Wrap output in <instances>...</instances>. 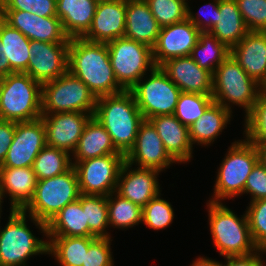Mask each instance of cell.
<instances>
[{
    "label": "cell",
    "instance_id": "cell-48",
    "mask_svg": "<svg viewBox=\"0 0 266 266\" xmlns=\"http://www.w3.org/2000/svg\"><path fill=\"white\" fill-rule=\"evenodd\" d=\"M31 13L41 17L57 16L56 0H36Z\"/></svg>",
    "mask_w": 266,
    "mask_h": 266
},
{
    "label": "cell",
    "instance_id": "cell-52",
    "mask_svg": "<svg viewBox=\"0 0 266 266\" xmlns=\"http://www.w3.org/2000/svg\"><path fill=\"white\" fill-rule=\"evenodd\" d=\"M191 266H220V262L202 256L196 258V260L193 261Z\"/></svg>",
    "mask_w": 266,
    "mask_h": 266
},
{
    "label": "cell",
    "instance_id": "cell-22",
    "mask_svg": "<svg viewBox=\"0 0 266 266\" xmlns=\"http://www.w3.org/2000/svg\"><path fill=\"white\" fill-rule=\"evenodd\" d=\"M230 55L259 85L266 81V32L249 31Z\"/></svg>",
    "mask_w": 266,
    "mask_h": 266
},
{
    "label": "cell",
    "instance_id": "cell-26",
    "mask_svg": "<svg viewBox=\"0 0 266 266\" xmlns=\"http://www.w3.org/2000/svg\"><path fill=\"white\" fill-rule=\"evenodd\" d=\"M98 2L95 0H56V14L64 32L82 38L90 29Z\"/></svg>",
    "mask_w": 266,
    "mask_h": 266
},
{
    "label": "cell",
    "instance_id": "cell-13",
    "mask_svg": "<svg viewBox=\"0 0 266 266\" xmlns=\"http://www.w3.org/2000/svg\"><path fill=\"white\" fill-rule=\"evenodd\" d=\"M46 146V128L40 118L32 121L15 122L13 141L0 167H32Z\"/></svg>",
    "mask_w": 266,
    "mask_h": 266
},
{
    "label": "cell",
    "instance_id": "cell-49",
    "mask_svg": "<svg viewBox=\"0 0 266 266\" xmlns=\"http://www.w3.org/2000/svg\"><path fill=\"white\" fill-rule=\"evenodd\" d=\"M36 0H0V10H21L31 12Z\"/></svg>",
    "mask_w": 266,
    "mask_h": 266
},
{
    "label": "cell",
    "instance_id": "cell-36",
    "mask_svg": "<svg viewBox=\"0 0 266 266\" xmlns=\"http://www.w3.org/2000/svg\"><path fill=\"white\" fill-rule=\"evenodd\" d=\"M107 206L109 227L128 229L142 223V207L122 197L116 191L107 196Z\"/></svg>",
    "mask_w": 266,
    "mask_h": 266
},
{
    "label": "cell",
    "instance_id": "cell-5",
    "mask_svg": "<svg viewBox=\"0 0 266 266\" xmlns=\"http://www.w3.org/2000/svg\"><path fill=\"white\" fill-rule=\"evenodd\" d=\"M41 96L42 84L27 73L0 77V120L23 122L40 118Z\"/></svg>",
    "mask_w": 266,
    "mask_h": 266
},
{
    "label": "cell",
    "instance_id": "cell-41",
    "mask_svg": "<svg viewBox=\"0 0 266 266\" xmlns=\"http://www.w3.org/2000/svg\"><path fill=\"white\" fill-rule=\"evenodd\" d=\"M250 232L258 249L266 248V199L250 202L247 207Z\"/></svg>",
    "mask_w": 266,
    "mask_h": 266
},
{
    "label": "cell",
    "instance_id": "cell-33",
    "mask_svg": "<svg viewBox=\"0 0 266 266\" xmlns=\"http://www.w3.org/2000/svg\"><path fill=\"white\" fill-rule=\"evenodd\" d=\"M230 55V49L209 32H201L192 49L191 58L212 75L215 69Z\"/></svg>",
    "mask_w": 266,
    "mask_h": 266
},
{
    "label": "cell",
    "instance_id": "cell-47",
    "mask_svg": "<svg viewBox=\"0 0 266 266\" xmlns=\"http://www.w3.org/2000/svg\"><path fill=\"white\" fill-rule=\"evenodd\" d=\"M15 122L0 120V165L6 158L9 147L13 141Z\"/></svg>",
    "mask_w": 266,
    "mask_h": 266
},
{
    "label": "cell",
    "instance_id": "cell-38",
    "mask_svg": "<svg viewBox=\"0 0 266 266\" xmlns=\"http://www.w3.org/2000/svg\"><path fill=\"white\" fill-rule=\"evenodd\" d=\"M157 23L172 25L187 18V0H145Z\"/></svg>",
    "mask_w": 266,
    "mask_h": 266
},
{
    "label": "cell",
    "instance_id": "cell-44",
    "mask_svg": "<svg viewBox=\"0 0 266 266\" xmlns=\"http://www.w3.org/2000/svg\"><path fill=\"white\" fill-rule=\"evenodd\" d=\"M251 195V201L266 199V168L258 161L247 178L244 194Z\"/></svg>",
    "mask_w": 266,
    "mask_h": 266
},
{
    "label": "cell",
    "instance_id": "cell-15",
    "mask_svg": "<svg viewBox=\"0 0 266 266\" xmlns=\"http://www.w3.org/2000/svg\"><path fill=\"white\" fill-rule=\"evenodd\" d=\"M0 17L30 41L70 43V38L64 32L62 22L57 16L41 17L27 11L0 10Z\"/></svg>",
    "mask_w": 266,
    "mask_h": 266
},
{
    "label": "cell",
    "instance_id": "cell-39",
    "mask_svg": "<svg viewBox=\"0 0 266 266\" xmlns=\"http://www.w3.org/2000/svg\"><path fill=\"white\" fill-rule=\"evenodd\" d=\"M245 138L251 143L266 142V96L259 94L252 110L245 116Z\"/></svg>",
    "mask_w": 266,
    "mask_h": 266
},
{
    "label": "cell",
    "instance_id": "cell-50",
    "mask_svg": "<svg viewBox=\"0 0 266 266\" xmlns=\"http://www.w3.org/2000/svg\"><path fill=\"white\" fill-rule=\"evenodd\" d=\"M1 40H0V77L10 74L9 60L5 57V54L1 52Z\"/></svg>",
    "mask_w": 266,
    "mask_h": 266
},
{
    "label": "cell",
    "instance_id": "cell-8",
    "mask_svg": "<svg viewBox=\"0 0 266 266\" xmlns=\"http://www.w3.org/2000/svg\"><path fill=\"white\" fill-rule=\"evenodd\" d=\"M96 104L97 98L89 87L69 71L42 84V114L84 112L93 116Z\"/></svg>",
    "mask_w": 266,
    "mask_h": 266
},
{
    "label": "cell",
    "instance_id": "cell-42",
    "mask_svg": "<svg viewBox=\"0 0 266 266\" xmlns=\"http://www.w3.org/2000/svg\"><path fill=\"white\" fill-rule=\"evenodd\" d=\"M248 31L266 32V0H235Z\"/></svg>",
    "mask_w": 266,
    "mask_h": 266
},
{
    "label": "cell",
    "instance_id": "cell-3",
    "mask_svg": "<svg viewBox=\"0 0 266 266\" xmlns=\"http://www.w3.org/2000/svg\"><path fill=\"white\" fill-rule=\"evenodd\" d=\"M81 195L77 174L72 166L63 174L37 181L34 196L22 210L46 236V225L66 205Z\"/></svg>",
    "mask_w": 266,
    "mask_h": 266
},
{
    "label": "cell",
    "instance_id": "cell-12",
    "mask_svg": "<svg viewBox=\"0 0 266 266\" xmlns=\"http://www.w3.org/2000/svg\"><path fill=\"white\" fill-rule=\"evenodd\" d=\"M123 154H109L72 163L81 194L109 196L116 191Z\"/></svg>",
    "mask_w": 266,
    "mask_h": 266
},
{
    "label": "cell",
    "instance_id": "cell-24",
    "mask_svg": "<svg viewBox=\"0 0 266 266\" xmlns=\"http://www.w3.org/2000/svg\"><path fill=\"white\" fill-rule=\"evenodd\" d=\"M156 128L164 148L177 163H187L193 157V145L189 128L183 125L174 114L158 115L149 119Z\"/></svg>",
    "mask_w": 266,
    "mask_h": 266
},
{
    "label": "cell",
    "instance_id": "cell-31",
    "mask_svg": "<svg viewBox=\"0 0 266 266\" xmlns=\"http://www.w3.org/2000/svg\"><path fill=\"white\" fill-rule=\"evenodd\" d=\"M1 52L9 60L10 74L27 70L31 58L30 40L0 17Z\"/></svg>",
    "mask_w": 266,
    "mask_h": 266
},
{
    "label": "cell",
    "instance_id": "cell-9",
    "mask_svg": "<svg viewBox=\"0 0 266 266\" xmlns=\"http://www.w3.org/2000/svg\"><path fill=\"white\" fill-rule=\"evenodd\" d=\"M26 216L23 211L11 210L8 223L0 229V266H26L33 255L47 254L48 241L33 235Z\"/></svg>",
    "mask_w": 266,
    "mask_h": 266
},
{
    "label": "cell",
    "instance_id": "cell-54",
    "mask_svg": "<svg viewBox=\"0 0 266 266\" xmlns=\"http://www.w3.org/2000/svg\"><path fill=\"white\" fill-rule=\"evenodd\" d=\"M95 1H97V2H102V1H108V0H95Z\"/></svg>",
    "mask_w": 266,
    "mask_h": 266
},
{
    "label": "cell",
    "instance_id": "cell-20",
    "mask_svg": "<svg viewBox=\"0 0 266 266\" xmlns=\"http://www.w3.org/2000/svg\"><path fill=\"white\" fill-rule=\"evenodd\" d=\"M126 26V0L98 2L88 32L82 37L90 42L107 43L124 37Z\"/></svg>",
    "mask_w": 266,
    "mask_h": 266
},
{
    "label": "cell",
    "instance_id": "cell-46",
    "mask_svg": "<svg viewBox=\"0 0 266 266\" xmlns=\"http://www.w3.org/2000/svg\"><path fill=\"white\" fill-rule=\"evenodd\" d=\"M262 254H265L264 249H258L248 255L228 256L225 257L226 263L221 262L220 266H262Z\"/></svg>",
    "mask_w": 266,
    "mask_h": 266
},
{
    "label": "cell",
    "instance_id": "cell-17",
    "mask_svg": "<svg viewBox=\"0 0 266 266\" xmlns=\"http://www.w3.org/2000/svg\"><path fill=\"white\" fill-rule=\"evenodd\" d=\"M125 161L139 168L165 171L176 163L166 152L156 128L149 120H144L138 129L133 147L125 155Z\"/></svg>",
    "mask_w": 266,
    "mask_h": 266
},
{
    "label": "cell",
    "instance_id": "cell-28",
    "mask_svg": "<svg viewBox=\"0 0 266 266\" xmlns=\"http://www.w3.org/2000/svg\"><path fill=\"white\" fill-rule=\"evenodd\" d=\"M248 32L237 2L235 0H219L217 23L209 33L231 49Z\"/></svg>",
    "mask_w": 266,
    "mask_h": 266
},
{
    "label": "cell",
    "instance_id": "cell-1",
    "mask_svg": "<svg viewBox=\"0 0 266 266\" xmlns=\"http://www.w3.org/2000/svg\"><path fill=\"white\" fill-rule=\"evenodd\" d=\"M68 71L83 81L96 98L124 91L112 69L107 43L71 38Z\"/></svg>",
    "mask_w": 266,
    "mask_h": 266
},
{
    "label": "cell",
    "instance_id": "cell-51",
    "mask_svg": "<svg viewBox=\"0 0 266 266\" xmlns=\"http://www.w3.org/2000/svg\"><path fill=\"white\" fill-rule=\"evenodd\" d=\"M253 144L258 153V161L266 168V142Z\"/></svg>",
    "mask_w": 266,
    "mask_h": 266
},
{
    "label": "cell",
    "instance_id": "cell-4",
    "mask_svg": "<svg viewBox=\"0 0 266 266\" xmlns=\"http://www.w3.org/2000/svg\"><path fill=\"white\" fill-rule=\"evenodd\" d=\"M207 204L210 233L221 256L248 255L258 250L246 213L240 218L222 202L208 201Z\"/></svg>",
    "mask_w": 266,
    "mask_h": 266
},
{
    "label": "cell",
    "instance_id": "cell-45",
    "mask_svg": "<svg viewBox=\"0 0 266 266\" xmlns=\"http://www.w3.org/2000/svg\"><path fill=\"white\" fill-rule=\"evenodd\" d=\"M212 8L211 12H206V9ZM203 5L206 9L200 8L199 13L201 14H193L191 11L189 4H187V18L201 31V32H209L211 28L217 23V17H218V8H219V0H213L209 4ZM208 9V10H209ZM204 12V13H203ZM209 13V14H208ZM201 15L204 17V19H201ZM197 16V17H196Z\"/></svg>",
    "mask_w": 266,
    "mask_h": 266
},
{
    "label": "cell",
    "instance_id": "cell-35",
    "mask_svg": "<svg viewBox=\"0 0 266 266\" xmlns=\"http://www.w3.org/2000/svg\"><path fill=\"white\" fill-rule=\"evenodd\" d=\"M71 154L46 145L33 163V171L37 180L52 178L68 171L72 165Z\"/></svg>",
    "mask_w": 266,
    "mask_h": 266
},
{
    "label": "cell",
    "instance_id": "cell-29",
    "mask_svg": "<svg viewBox=\"0 0 266 266\" xmlns=\"http://www.w3.org/2000/svg\"><path fill=\"white\" fill-rule=\"evenodd\" d=\"M232 111L222 105L213 102L189 128V136L192 145H211L217 136L230 124Z\"/></svg>",
    "mask_w": 266,
    "mask_h": 266
},
{
    "label": "cell",
    "instance_id": "cell-23",
    "mask_svg": "<svg viewBox=\"0 0 266 266\" xmlns=\"http://www.w3.org/2000/svg\"><path fill=\"white\" fill-rule=\"evenodd\" d=\"M37 181L32 167H0V207L8 194L10 210L22 211L32 200Z\"/></svg>",
    "mask_w": 266,
    "mask_h": 266
},
{
    "label": "cell",
    "instance_id": "cell-25",
    "mask_svg": "<svg viewBox=\"0 0 266 266\" xmlns=\"http://www.w3.org/2000/svg\"><path fill=\"white\" fill-rule=\"evenodd\" d=\"M161 26L157 23L146 1H126L124 37L153 48Z\"/></svg>",
    "mask_w": 266,
    "mask_h": 266
},
{
    "label": "cell",
    "instance_id": "cell-43",
    "mask_svg": "<svg viewBox=\"0 0 266 266\" xmlns=\"http://www.w3.org/2000/svg\"><path fill=\"white\" fill-rule=\"evenodd\" d=\"M111 237L96 238L88 247L85 264L82 266H113Z\"/></svg>",
    "mask_w": 266,
    "mask_h": 266
},
{
    "label": "cell",
    "instance_id": "cell-34",
    "mask_svg": "<svg viewBox=\"0 0 266 266\" xmlns=\"http://www.w3.org/2000/svg\"><path fill=\"white\" fill-rule=\"evenodd\" d=\"M80 203L88 222L89 237L110 238L106 230L109 227L107 196L81 194Z\"/></svg>",
    "mask_w": 266,
    "mask_h": 266
},
{
    "label": "cell",
    "instance_id": "cell-6",
    "mask_svg": "<svg viewBox=\"0 0 266 266\" xmlns=\"http://www.w3.org/2000/svg\"><path fill=\"white\" fill-rule=\"evenodd\" d=\"M212 76V97L215 103L230 111V104H236L245 109V115L252 110L261 93V85L231 55L215 69Z\"/></svg>",
    "mask_w": 266,
    "mask_h": 266
},
{
    "label": "cell",
    "instance_id": "cell-19",
    "mask_svg": "<svg viewBox=\"0 0 266 266\" xmlns=\"http://www.w3.org/2000/svg\"><path fill=\"white\" fill-rule=\"evenodd\" d=\"M134 169L131 164L124 162L119 173L116 192L143 208L151 199L161 194L157 178L159 171L139 167Z\"/></svg>",
    "mask_w": 266,
    "mask_h": 266
},
{
    "label": "cell",
    "instance_id": "cell-27",
    "mask_svg": "<svg viewBox=\"0 0 266 266\" xmlns=\"http://www.w3.org/2000/svg\"><path fill=\"white\" fill-rule=\"evenodd\" d=\"M109 154H122L114 146L111 136L101 123L91 117L86 123L72 156V163Z\"/></svg>",
    "mask_w": 266,
    "mask_h": 266
},
{
    "label": "cell",
    "instance_id": "cell-7",
    "mask_svg": "<svg viewBox=\"0 0 266 266\" xmlns=\"http://www.w3.org/2000/svg\"><path fill=\"white\" fill-rule=\"evenodd\" d=\"M231 144L218 169L211 202L244 194L247 178L258 162L257 150L246 138Z\"/></svg>",
    "mask_w": 266,
    "mask_h": 266
},
{
    "label": "cell",
    "instance_id": "cell-14",
    "mask_svg": "<svg viewBox=\"0 0 266 266\" xmlns=\"http://www.w3.org/2000/svg\"><path fill=\"white\" fill-rule=\"evenodd\" d=\"M69 43L30 41V60L24 73L40 84L55 80L68 71Z\"/></svg>",
    "mask_w": 266,
    "mask_h": 266
},
{
    "label": "cell",
    "instance_id": "cell-21",
    "mask_svg": "<svg viewBox=\"0 0 266 266\" xmlns=\"http://www.w3.org/2000/svg\"><path fill=\"white\" fill-rule=\"evenodd\" d=\"M160 67L181 92L212 95V74L190 55L168 59Z\"/></svg>",
    "mask_w": 266,
    "mask_h": 266
},
{
    "label": "cell",
    "instance_id": "cell-32",
    "mask_svg": "<svg viewBox=\"0 0 266 266\" xmlns=\"http://www.w3.org/2000/svg\"><path fill=\"white\" fill-rule=\"evenodd\" d=\"M47 254L55 257L60 266H82L85 264L89 245L96 237L46 236Z\"/></svg>",
    "mask_w": 266,
    "mask_h": 266
},
{
    "label": "cell",
    "instance_id": "cell-53",
    "mask_svg": "<svg viewBox=\"0 0 266 266\" xmlns=\"http://www.w3.org/2000/svg\"><path fill=\"white\" fill-rule=\"evenodd\" d=\"M261 93L266 96V81L261 85Z\"/></svg>",
    "mask_w": 266,
    "mask_h": 266
},
{
    "label": "cell",
    "instance_id": "cell-11",
    "mask_svg": "<svg viewBox=\"0 0 266 266\" xmlns=\"http://www.w3.org/2000/svg\"><path fill=\"white\" fill-rule=\"evenodd\" d=\"M130 91L144 120L158 115L174 114L181 93L160 66H155L149 77H142Z\"/></svg>",
    "mask_w": 266,
    "mask_h": 266
},
{
    "label": "cell",
    "instance_id": "cell-2",
    "mask_svg": "<svg viewBox=\"0 0 266 266\" xmlns=\"http://www.w3.org/2000/svg\"><path fill=\"white\" fill-rule=\"evenodd\" d=\"M93 117L106 129L115 148L123 155L133 147L144 121L130 90L97 98Z\"/></svg>",
    "mask_w": 266,
    "mask_h": 266
},
{
    "label": "cell",
    "instance_id": "cell-55",
    "mask_svg": "<svg viewBox=\"0 0 266 266\" xmlns=\"http://www.w3.org/2000/svg\"><path fill=\"white\" fill-rule=\"evenodd\" d=\"M126 1H138V0H126ZM141 1H145V0H141Z\"/></svg>",
    "mask_w": 266,
    "mask_h": 266
},
{
    "label": "cell",
    "instance_id": "cell-40",
    "mask_svg": "<svg viewBox=\"0 0 266 266\" xmlns=\"http://www.w3.org/2000/svg\"><path fill=\"white\" fill-rule=\"evenodd\" d=\"M157 195L142 208V222L149 229L162 230L172 224L174 210L172 205Z\"/></svg>",
    "mask_w": 266,
    "mask_h": 266
},
{
    "label": "cell",
    "instance_id": "cell-16",
    "mask_svg": "<svg viewBox=\"0 0 266 266\" xmlns=\"http://www.w3.org/2000/svg\"><path fill=\"white\" fill-rule=\"evenodd\" d=\"M201 31L188 19L161 27L157 41L152 48L155 66L166 60L189 56L197 44Z\"/></svg>",
    "mask_w": 266,
    "mask_h": 266
},
{
    "label": "cell",
    "instance_id": "cell-18",
    "mask_svg": "<svg viewBox=\"0 0 266 266\" xmlns=\"http://www.w3.org/2000/svg\"><path fill=\"white\" fill-rule=\"evenodd\" d=\"M91 117V114L84 112L42 114L41 119L46 128V145L72 154Z\"/></svg>",
    "mask_w": 266,
    "mask_h": 266
},
{
    "label": "cell",
    "instance_id": "cell-37",
    "mask_svg": "<svg viewBox=\"0 0 266 266\" xmlns=\"http://www.w3.org/2000/svg\"><path fill=\"white\" fill-rule=\"evenodd\" d=\"M214 102L212 95L181 92L174 116L185 126L189 127L201 117L204 111Z\"/></svg>",
    "mask_w": 266,
    "mask_h": 266
},
{
    "label": "cell",
    "instance_id": "cell-10",
    "mask_svg": "<svg viewBox=\"0 0 266 266\" xmlns=\"http://www.w3.org/2000/svg\"><path fill=\"white\" fill-rule=\"evenodd\" d=\"M107 46L116 80L124 90H130L155 67L152 48L145 44L121 37L107 42Z\"/></svg>",
    "mask_w": 266,
    "mask_h": 266
},
{
    "label": "cell",
    "instance_id": "cell-30",
    "mask_svg": "<svg viewBox=\"0 0 266 266\" xmlns=\"http://www.w3.org/2000/svg\"><path fill=\"white\" fill-rule=\"evenodd\" d=\"M46 236L88 237L89 226L80 197L62 208L46 225Z\"/></svg>",
    "mask_w": 266,
    "mask_h": 266
}]
</instances>
